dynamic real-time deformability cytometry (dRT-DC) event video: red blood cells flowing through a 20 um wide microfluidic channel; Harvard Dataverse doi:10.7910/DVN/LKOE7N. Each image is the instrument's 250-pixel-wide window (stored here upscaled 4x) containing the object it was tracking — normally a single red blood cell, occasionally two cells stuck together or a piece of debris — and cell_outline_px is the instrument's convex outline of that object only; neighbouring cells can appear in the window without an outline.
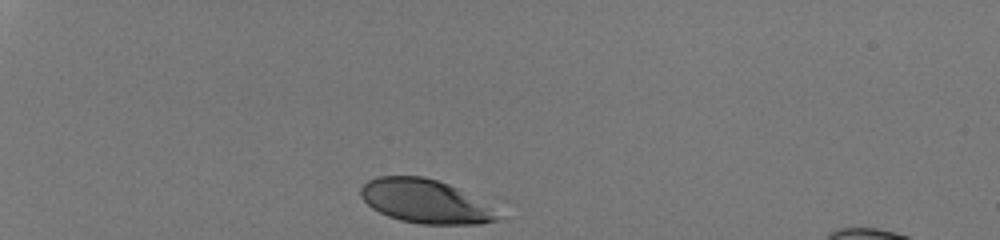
{"species": "human", "species_latin": "Homo sapiens", "temperature_condition": "room temperature", "stored_images_in_passage": 31, "camera_frame_rate_fps": 3000, "um_per_image_px": 0.085, "donor": {"sex": "male"}, "frame": {"image": 1, "passage_image": 1, "time_ms": 0.0, "image_size_px": [1000, 240], "cell_outline_px": [[496, 220], [480, 224], [420, 224], [400, 220], [388, 216], [372, 208], [360, 196], [360, 188], [368, 180], [376, 176], [424, 176], [448, 184], [456, 188], [488, 208], [496, 216]], "centroid_in_image_um": [35.98, 17.1], "position_along_channel_um": 49.0, "area_um2": 33.81}}
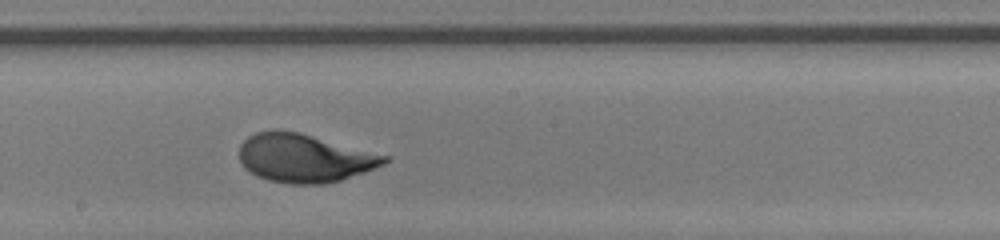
{"frame": {"image": 2, "passage_image": 18, "time_ms": 5.667, "image_size_px": [1000, 240], "cell_outline_px": [[392, 160], [384, 164], [364, 172], [340, 180], [324, 184], [288, 184], [268, 180], [256, 176], [244, 168], [240, 160], [240, 144], [248, 136], [256, 132], [272, 128], [276, 128], [300, 132], [392, 156]], "centroid_in_image_um": [25.88, 13.41], "position_along_channel_um": 222.3, "area_um2": 41.62}}
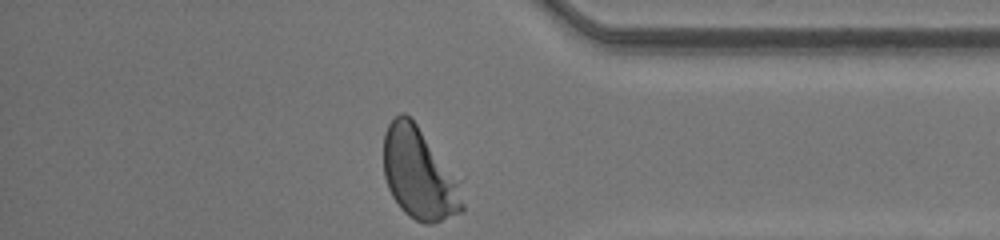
{"frame": {"image": 3, "passage_image": 31, "time_ms": 10.0, "image_size_px": [1000, 240], "cell_outline_px": [[464, 212], [432, 224], [424, 224], [408, 216], [400, 208], [392, 196], [388, 188], [384, 176], [384, 132], [388, 124], [400, 112], [404, 112], [416, 124], [456, 184], [464, 204]], "centroid_in_image_um": [35.53, 14.83], "position_along_channel_um": 399.7, "area_um2": 40.4}, "authors_computed_cell_mechanics": {"area_um2": 39.8242, "velocity_mm_per_s": 4.2406, "shape_relaxation_time_tau1_ms": 2.3644, "shape_relaxation_time_tau2_ms": null, "deformation_change_tau1": 0.1607, "deformation_change_tau2": null}}